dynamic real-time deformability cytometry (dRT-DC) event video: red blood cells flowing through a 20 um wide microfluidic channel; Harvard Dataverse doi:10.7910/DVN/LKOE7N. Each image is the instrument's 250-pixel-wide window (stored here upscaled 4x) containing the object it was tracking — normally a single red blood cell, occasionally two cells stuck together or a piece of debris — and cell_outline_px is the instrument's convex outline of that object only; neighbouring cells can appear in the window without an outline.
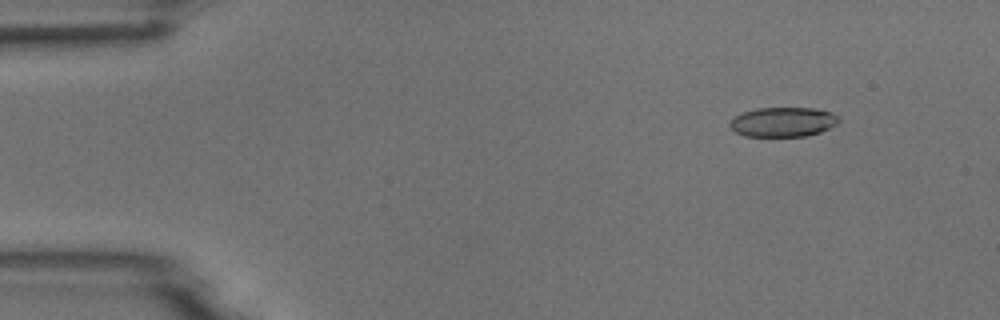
{"species": "common noctule bat (a hibernating species)", "species_latin": "Nyctalus noctula", "temperature_condition": "room temperature", "stored_images_in_passage": 5, "camera_frame_rate_fps": 3000, "um_per_image_px": 0.085, "animal": {"sex": "male", "body_mass_g": 18.8}, "frame": {"image": 1, "passage_image": 2, "time_ms": 1.333, "image_size_px": [1000, 320], "cell_outline_px": [[840, 120], [836, 124], [820, 132], [808, 136], [744, 136], [736, 132], [728, 124], [732, 116], [756, 108], [816, 108], [832, 112]], "centroid_in_image_um": [66.53, 10.36], "position_along_channel_um": 18.5, "area_um2": 18.84}}
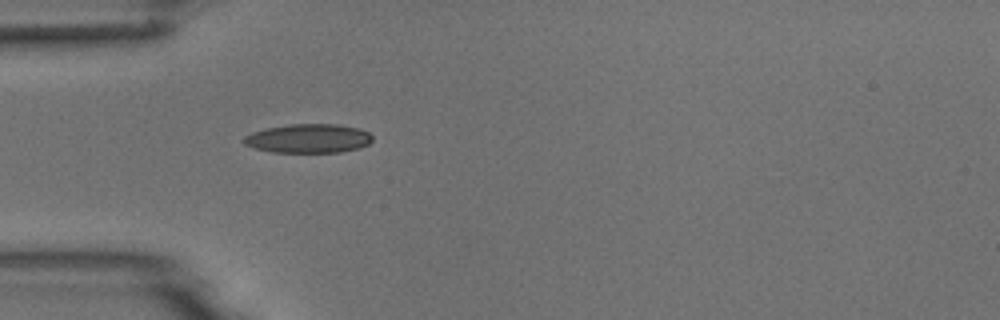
{"frame": {"image": 2, "passage_image": 5, "time_ms": 4.667, "image_size_px": [1000, 320], "cell_outline_px": [[372, 140], [368, 144], [360, 148], [340, 152], [272, 152], [256, 148], [244, 144], [240, 140], [244, 136], [252, 132], [268, 128], [288, 124], [336, 124], [360, 128], [368, 132], [372, 136]], "centroid_in_image_um": [26.21, 11.76], "position_along_channel_um": 58.8, "area_um2": 21.79}}